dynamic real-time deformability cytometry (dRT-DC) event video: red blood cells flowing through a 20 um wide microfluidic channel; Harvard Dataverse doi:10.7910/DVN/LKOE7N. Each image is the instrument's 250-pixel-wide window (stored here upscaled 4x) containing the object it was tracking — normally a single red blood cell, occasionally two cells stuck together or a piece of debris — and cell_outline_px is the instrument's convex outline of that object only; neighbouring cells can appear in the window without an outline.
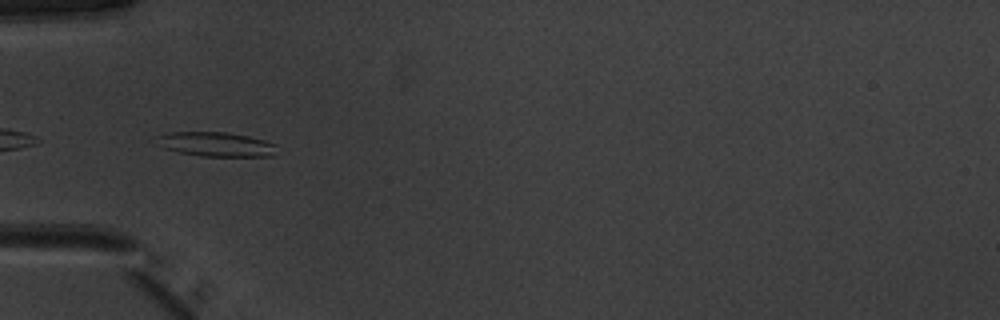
{"species": "common noctule bat (a hibernating species)", "species_latin": "Nyctalus noctula", "temperature_condition": "warm", "stored_images_in_passage": 43, "camera_frame_rate_fps": 3000, "um_per_image_px": 0.085, "animal": {"sex": "male", "body_mass_g": 20.1, "forearm_length_mm": 53.5}, "frame": {"image": 1, "passage_image": 17, "time_ms": 5.333, "image_size_px": [1000, 320], "cell_outline_px": [[276, 144], [272, 156], [200, 156], [180, 152], [164, 148], [156, 136], [168, 132], [224, 132], [248, 136], [264, 140]], "centroid_in_image_um": [18.37, 12.26], "position_along_channel_um": 66.6, "area_um2": 16.76}}
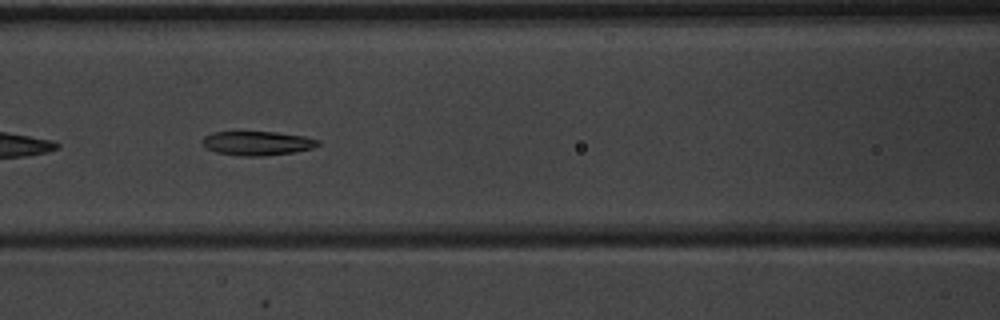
{"frame": {"image": 2, "passage_image": 23, "time_ms": 7.333, "image_size_px": [1000, 320], "cell_outline_px": [[320, 144], [312, 148], [292, 152], [264, 156], [240, 156], [216, 152], [204, 148], [204, 136], [212, 132], [276, 132], [304, 136], [320, 140]], "centroid_in_image_um": [21.87, 12.17], "position_along_channel_um": 144.7, "area_um2": 16.18}}
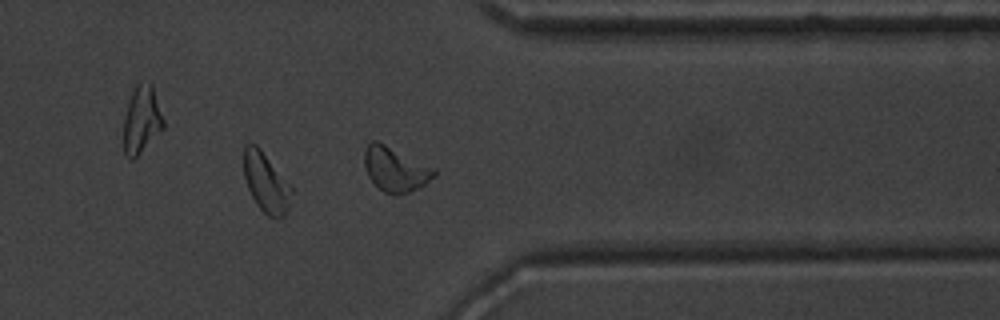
{"frame": {"image": 3, "passage_image": 41, "time_ms": 13.333, "image_size_px": [1000, 320], "cell_outline_px": [[292, 192], [288, 208], [284, 216], [276, 220], [268, 216], [256, 204], [248, 188], [244, 176], [244, 144], [256, 144], [260, 148], [292, 184]], "centroid_in_image_um": [22.64, 15.52], "position_along_channel_um": 388.8, "area_um2": 16.82}, "authors_computed_cell_mechanics": {"area_um2": 17.1088, "velocity_mm_per_s": 3.9501, "shape_relaxation_time_tau1_ms": 3.5419, "shape_relaxation_time_tau2_ms": 2.4777, "deformation_change_tau1": 0.1623, "deformation_change_tau2": 0.0934}}